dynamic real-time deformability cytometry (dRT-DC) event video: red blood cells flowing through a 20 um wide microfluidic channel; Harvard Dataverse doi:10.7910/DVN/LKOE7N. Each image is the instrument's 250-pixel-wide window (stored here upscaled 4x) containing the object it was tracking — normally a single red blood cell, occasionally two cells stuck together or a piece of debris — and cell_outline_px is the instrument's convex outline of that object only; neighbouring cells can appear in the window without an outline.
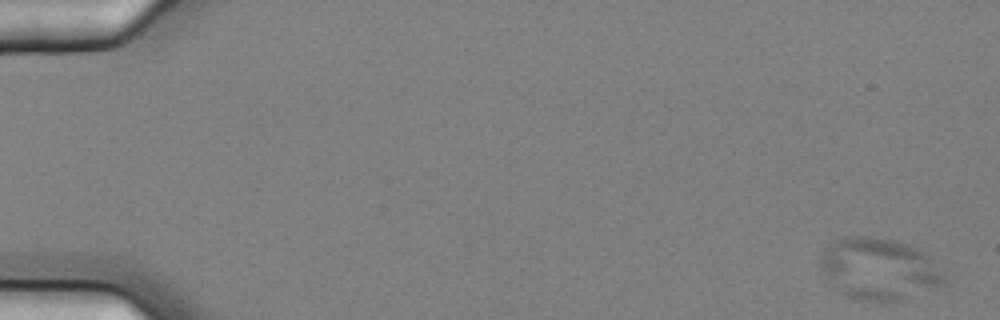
{"species": "common noctule bat (a hibernating species)", "species_latin": "Nyctalus noctula", "temperature_condition": "cold", "stored_images_in_passage": 7, "camera_frame_rate_fps": 3000, "um_per_image_px": 0.085, "animal": {"sex": "female", "body_mass_g": 25.1}, "frame": {"image": 1, "passage_image": 1, "time_ms": 0.0, "image_size_px": [1000, 320], "cell_outline_px": [[948, 280], [944, 284], [900, 300], [860, 300], [848, 296], [840, 292], [836, 288], [820, 268], [820, 256], [828, 244], [844, 236], [864, 236], [896, 240], [916, 248], [924, 252], [928, 256]], "centroid_in_image_um": [74.69, 22.83], "position_along_channel_um": 10.3, "area_um2": 43.93}}
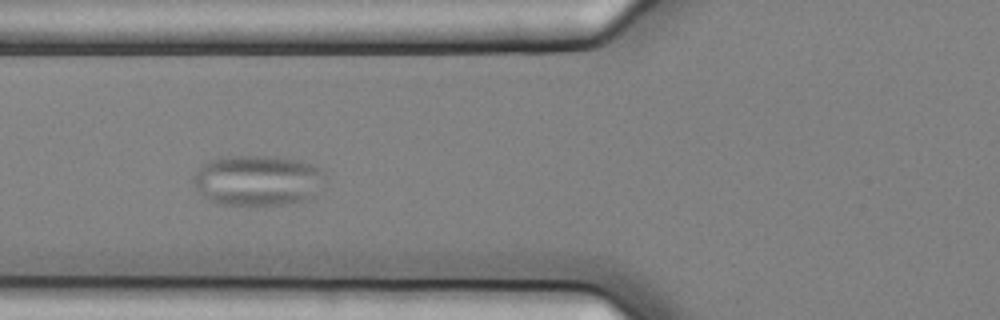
{"frame": {"image": 2, "passage_image": 6, "time_ms": 1.667, "image_size_px": [1000, 320], "cell_outline_px": [[324, 176], [316, 196], [304, 200], [288, 204], [220, 204], [204, 196], [192, 184], [192, 176], [200, 164], [208, 160], [220, 156], [276, 156], [296, 160], [312, 164], [324, 168]], "centroid_in_image_um": [21.88, 15.3], "position_along_channel_um": 103.9, "area_um2": 39.13}}